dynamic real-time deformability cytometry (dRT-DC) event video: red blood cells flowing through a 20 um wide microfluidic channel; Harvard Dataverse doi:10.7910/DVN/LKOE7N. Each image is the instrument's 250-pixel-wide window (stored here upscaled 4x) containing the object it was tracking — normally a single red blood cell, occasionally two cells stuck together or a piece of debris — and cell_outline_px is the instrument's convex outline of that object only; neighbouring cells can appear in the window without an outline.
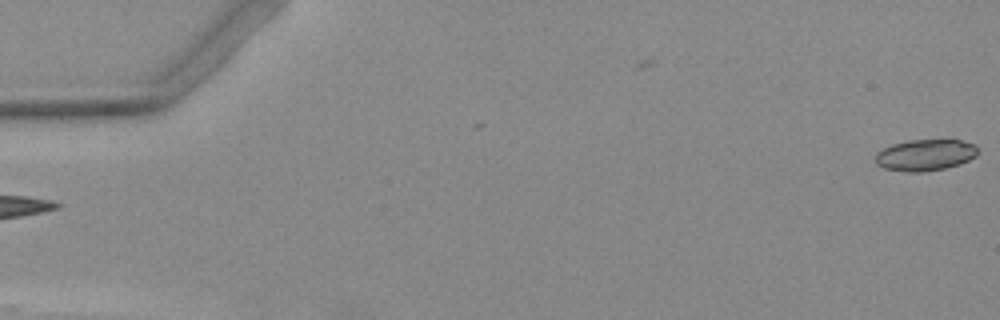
{"species": "Egyptian fruit bat (a non-hibernating species)", "species_latin": "Rousettus aegyptiacus", "temperature_condition": "warm", "stored_images_in_passage": 4, "camera_frame_rate_fps": 3000, "um_per_image_px": 0.085, "animal": {"sex": "female"}, "frame": {"image": 1, "passage_image": 1, "time_ms": 0.0, "image_size_px": [1000, 320], "cell_outline_px": [[976, 156], [960, 164], [944, 168], [924, 172], [904, 172], [884, 168], [876, 164], [876, 152], [892, 144], [912, 140], [960, 140], [976, 144]], "centroid_in_image_um": [78.63, 13.18], "position_along_channel_um": 6.4, "area_um2": 18.67}}